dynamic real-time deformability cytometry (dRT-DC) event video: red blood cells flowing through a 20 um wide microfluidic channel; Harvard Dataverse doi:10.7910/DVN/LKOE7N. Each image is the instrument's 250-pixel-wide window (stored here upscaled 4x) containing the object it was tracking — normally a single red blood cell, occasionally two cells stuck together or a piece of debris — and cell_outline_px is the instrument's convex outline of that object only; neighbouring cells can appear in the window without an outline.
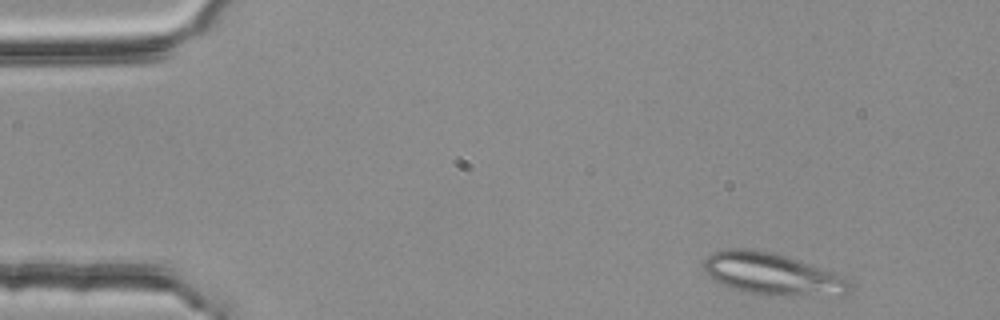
{"species": "common noctule bat (a hibernating species)", "species_latin": "Nyctalus noctula", "temperature_condition": "room temperature", "stored_images_in_passage": 48, "segment_of_instrument_passage": [1, 2], "camera_frame_rate_fps": 3000, "um_per_image_px": 0.085, "animal": {"sex": "female", "body_mass_g": 25.1}, "frame": {"image": 1, "passage_image": 2, "time_ms": 0.333, "image_size_px": [1000, 320], "cell_outline_px": [[852, 292], [844, 296], [772, 296], [748, 292], [724, 284], [708, 276], [704, 272], [704, 260], [712, 252], [728, 248], [752, 248], [772, 252], [832, 272], [848, 280], [852, 284]], "centroid_in_image_um": [65.68, 23.31], "position_along_channel_um": 19.3, "area_um2": 35.72}}